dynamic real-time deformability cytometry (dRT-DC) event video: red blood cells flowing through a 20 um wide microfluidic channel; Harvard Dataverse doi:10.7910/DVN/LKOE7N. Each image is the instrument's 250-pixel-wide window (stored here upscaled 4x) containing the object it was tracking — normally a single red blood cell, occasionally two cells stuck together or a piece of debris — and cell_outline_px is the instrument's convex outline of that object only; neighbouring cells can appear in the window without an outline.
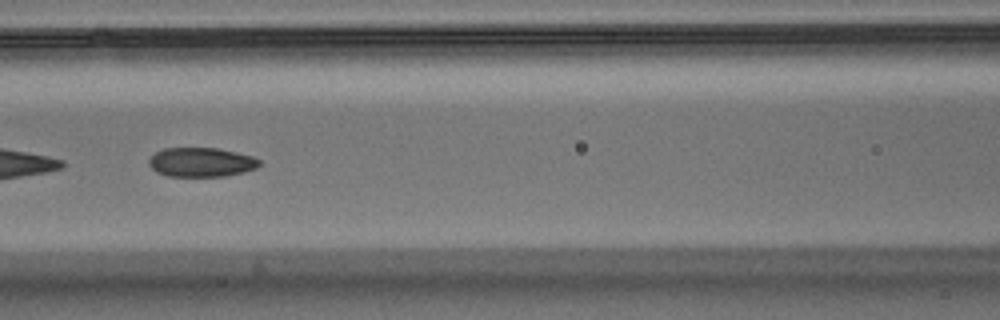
{"species": "Egyptian fruit bat (a non-hibernating species)", "species_latin": "Rousettus aegyptiacus", "temperature_condition": "warm", "stored_images_in_passage": 52, "segment_of_instrument_passage": [2, 2], "camera_frame_rate_fps": 3000, "um_per_image_px": 0.085, "animal": {"sex": "male"}, "frame": {"image": 1, "passage_image": 22, "time_ms": 7.0, "image_size_px": [1000, 320], "cell_outline_px": [[260, 164], [256, 168], [244, 172], [224, 176], [168, 176], [156, 172], [148, 164], [148, 160], [156, 152], [164, 148], [216, 148], [236, 152], [252, 156], [260, 160]], "centroid_in_image_um": [17.1, 13.79], "position_along_channel_um": 149.5, "area_um2": 18.79}}
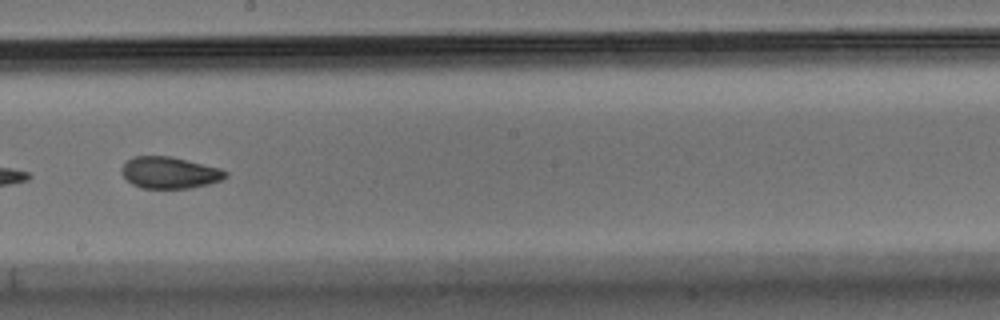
{"frame": {"image": 2, "passage_image": 29, "time_ms": 9.333, "image_size_px": [1000, 320], "cell_outline_px": [[228, 176], [220, 180], [208, 184], [192, 188], [140, 188], [132, 184], [120, 172], [120, 168], [132, 156], [172, 156], [220, 168], [228, 172]], "centroid_in_image_um": [14.41, 14.67], "position_along_channel_um": 233.8, "area_um2": 19.25}}
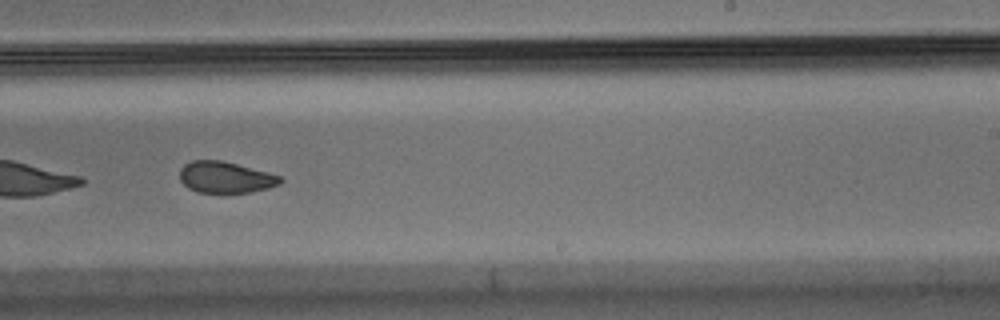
{"frame": {"image": 3, "passage_image": 32, "time_ms": 10.333, "image_size_px": [1000, 320], "cell_outline_px": [[284, 180], [280, 184], [268, 188], [248, 192], [196, 192], [188, 188], [180, 180], [180, 168], [184, 164], [192, 160], [220, 160], [268, 172], [280, 176]], "centroid_in_image_um": [19.15, 15.06], "position_along_channel_um": 269.9, "area_um2": 18.26}}